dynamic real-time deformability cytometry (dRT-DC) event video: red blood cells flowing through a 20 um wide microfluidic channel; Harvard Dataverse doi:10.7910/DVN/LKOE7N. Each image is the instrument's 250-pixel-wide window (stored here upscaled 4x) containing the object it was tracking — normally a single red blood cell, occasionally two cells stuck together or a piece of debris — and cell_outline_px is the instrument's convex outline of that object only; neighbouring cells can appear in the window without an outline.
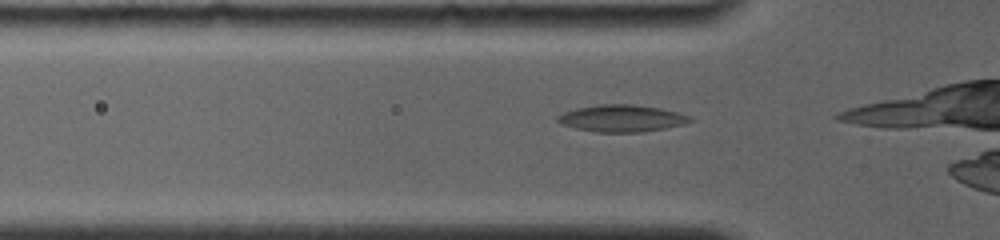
{"species": "common noctule bat (a hibernating species)", "species_latin": "Nyctalus noctula", "temperature_condition": "room temperature", "stored_images_in_passage": 9, "camera_frame_rate_fps": 4000, "um_per_image_px": 0.085, "animal": {"sex": "female", "body_mass_g": 19.0, "forearm_length_mm": 56.7}, "frame": {"image": 1, "passage_image": 3, "time_ms": 0.5, "image_size_px": [1000, 240], "cell_outline_px": [[696, 120], [684, 124], [644, 132], [596, 132], [576, 128], [560, 124], [556, 120], [556, 116], [564, 112], [576, 108], [600, 104], [632, 104], [660, 108], [676, 112], [688, 116]], "centroid_in_image_um": [52.82, 10.06], "position_along_channel_um": 73.0, "area_um2": 20.81}}
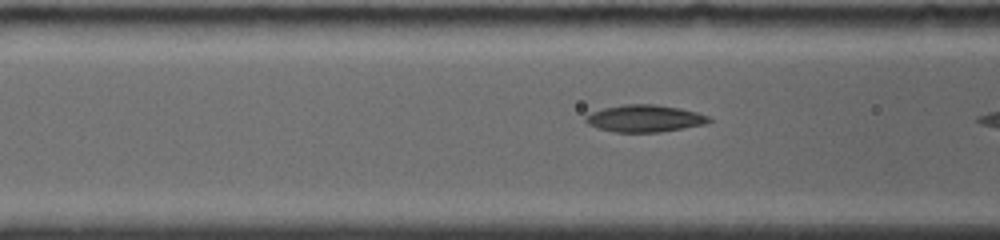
{"frame": {"image": 2, "passage_image": 7, "time_ms": 1.5, "image_size_px": [1000, 240], "cell_outline_px": [[712, 120], [708, 124], [660, 132], [612, 132], [596, 128], [588, 124], [584, 120], [584, 116], [592, 112], [604, 108], [624, 104], [656, 104], [680, 108], [696, 112], [708, 116]], "centroid_in_image_um": [54.79, 10.07], "position_along_channel_um": 111.8, "area_um2": 19.65}}